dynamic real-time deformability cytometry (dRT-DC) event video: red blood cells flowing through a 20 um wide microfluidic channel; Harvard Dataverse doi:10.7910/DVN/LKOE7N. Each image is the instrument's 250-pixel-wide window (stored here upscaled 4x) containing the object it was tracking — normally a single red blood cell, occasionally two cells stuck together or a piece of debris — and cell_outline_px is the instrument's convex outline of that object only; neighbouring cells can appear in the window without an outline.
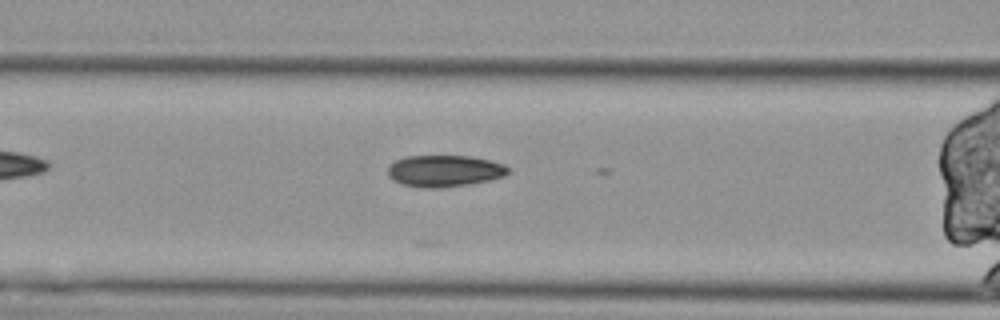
{"species": "Egyptian fruit bat (a non-hibernating species)", "species_latin": "Rousettus aegyptiacus", "temperature_condition": "cold", "stored_images_in_passage": 8, "camera_frame_rate_fps": 3000, "um_per_image_px": 0.085, "animal": {"sex": "female"}, "frame": {"image": 1, "passage_image": 5, "time_ms": 1.333, "image_size_px": [1000, 320], "cell_outline_px": [[508, 172], [504, 176], [492, 180], [468, 184], [440, 188], [424, 188], [400, 184], [392, 180], [388, 176], [388, 164], [404, 156], [472, 156], [504, 164], [508, 168]], "centroid_in_image_um": [37.74, 14.53], "position_along_channel_um": 128.9, "area_um2": 22.37}}